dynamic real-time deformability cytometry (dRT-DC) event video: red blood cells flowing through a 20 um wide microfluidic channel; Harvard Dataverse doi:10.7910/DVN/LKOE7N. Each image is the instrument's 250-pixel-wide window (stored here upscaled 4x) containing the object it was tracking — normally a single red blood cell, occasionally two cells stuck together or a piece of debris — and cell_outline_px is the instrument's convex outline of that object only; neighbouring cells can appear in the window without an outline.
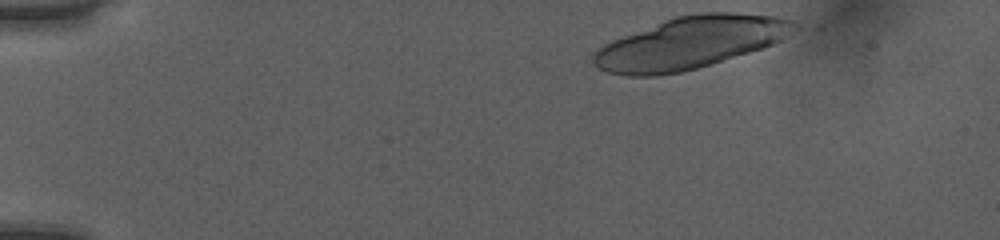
{"species": "human", "species_latin": "Homo sapiens", "temperature_condition": "room temperature", "stored_images_in_passage": 13, "camera_frame_rate_fps": 3000, "um_per_image_px": 0.085, "donor": {"sex": "female"}, "frame": {"image": 1, "passage_image": 1, "time_ms": 0.0, "image_size_px": [1000, 240], "cell_outline_px": [[800, 28], [780, 40], [772, 44], [712, 64], [680, 72], [652, 76], [628, 76], [608, 72], [600, 68], [592, 60], [592, 56], [596, 48], [612, 40], [664, 20], [676, 16], [704, 12], [736, 12], [776, 16], [792, 20], [800, 24]], "centroid_in_image_um": [58.69, 3.62], "position_along_channel_um": 26.3, "area_um2": 60.63}}